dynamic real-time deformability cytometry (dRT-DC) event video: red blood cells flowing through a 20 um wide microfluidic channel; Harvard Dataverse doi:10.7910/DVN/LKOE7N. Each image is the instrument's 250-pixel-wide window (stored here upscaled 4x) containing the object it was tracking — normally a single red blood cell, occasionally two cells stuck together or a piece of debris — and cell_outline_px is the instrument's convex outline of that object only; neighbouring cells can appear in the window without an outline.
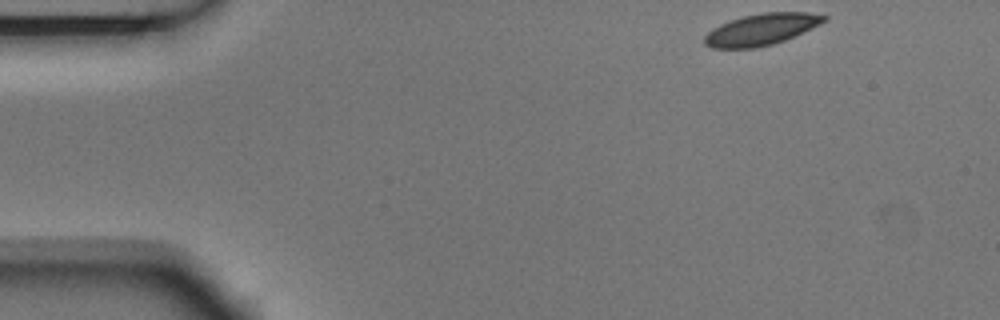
{"species": "Egyptian fruit bat (a non-hibernating species)", "species_latin": "Rousettus aegyptiacus", "temperature_condition": "room temperature", "stored_images_in_passage": 8, "camera_frame_rate_fps": 3000, "um_per_image_px": 0.085, "animal": {"sex": "male"}, "frame": {"image": 1, "passage_image": 1, "time_ms": 0.0, "image_size_px": [1000, 320], "cell_outline_px": [[828, 20], [820, 24], [784, 40], [772, 44], [756, 48], [712, 48], [704, 44], [704, 36], [712, 28], [728, 20], [744, 16], [764, 12], [808, 12], [828, 16]], "centroid_in_image_um": [64.69, 2.49], "position_along_channel_um": 20.3, "area_um2": 21.91}}
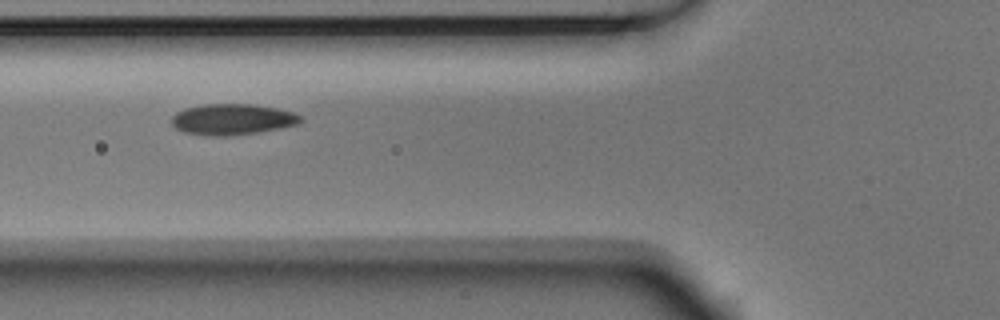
{"frame": {"image": 2, "passage_image": 5, "time_ms": 1.333, "image_size_px": [1000, 320], "cell_outline_px": [[304, 120], [300, 124], [260, 132], [232, 136], [208, 136], [184, 132], [176, 128], [172, 124], [172, 116], [176, 112], [184, 108], [204, 104], [252, 104], [276, 108], [292, 112], [304, 116]], "centroid_in_image_um": [19.78, 10.15], "position_along_channel_um": 106.0, "area_um2": 23.58}}
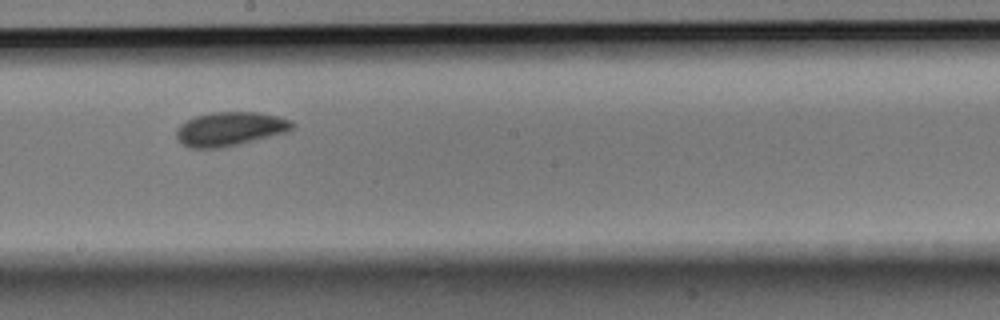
{"frame": {"image": 3, "passage_image": 8, "time_ms": 2.333, "image_size_px": [1000, 320], "cell_outline_px": [[296, 124], [288, 132], [220, 148], [188, 148], [176, 140], [176, 128], [180, 124], [196, 116], [212, 112], [260, 112], [292, 120]], "centroid_in_image_um": [19.53, 10.96], "position_along_channel_um": 228.7, "area_um2": 23.0}}